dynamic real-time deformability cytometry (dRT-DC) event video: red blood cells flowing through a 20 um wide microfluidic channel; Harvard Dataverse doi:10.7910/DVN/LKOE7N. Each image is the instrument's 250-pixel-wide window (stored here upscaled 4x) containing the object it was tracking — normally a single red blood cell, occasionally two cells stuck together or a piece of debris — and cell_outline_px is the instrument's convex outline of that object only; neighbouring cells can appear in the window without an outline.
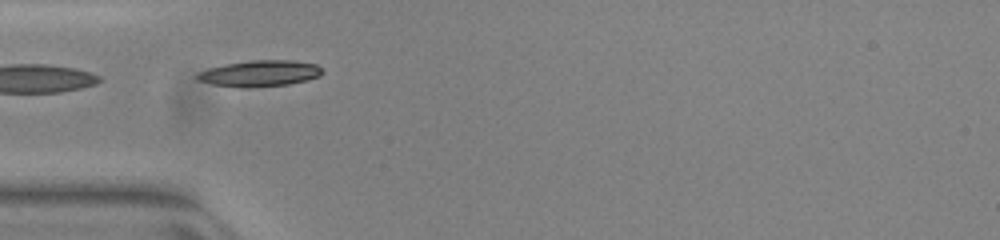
{"species": "common noctule bat (a hibernating species)", "species_latin": "Nyctalus noctula", "temperature_condition": "warm", "stored_images_in_passage": 31, "camera_frame_rate_fps": 3000, "um_per_image_px": 0.085, "animal": {"sex": "female", "body_mass_g": 23.0, "forearm_length_mm": 53.4}, "frame": {"image": 1, "passage_image": 1, "time_ms": 0.0, "image_size_px": [1000, 240], "cell_outline_px": [[324, 72], [320, 76], [308, 80], [288, 84], [248, 88], [240, 88], [212, 84], [196, 80], [196, 72], [208, 68], [228, 64], [252, 60], [292, 60], [316, 64]], "centroid_in_image_um": [22.06, 6.25], "position_along_channel_um": 62.9, "area_um2": 19.19}}
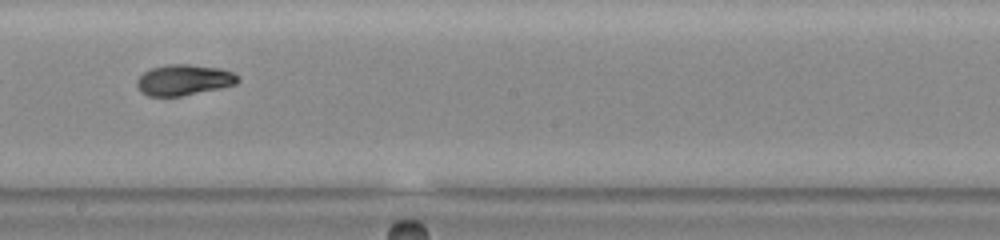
{"frame": {"image": 2, "passage_image": 14, "time_ms": 4.333, "image_size_px": [1000, 240], "cell_outline_px": [[240, 80], [236, 84], [220, 88], [180, 96], [148, 96], [140, 92], [136, 84], [136, 80], [144, 72], [152, 68], [168, 64], [188, 64], [220, 68], [232, 72], [240, 76]], "centroid_in_image_um": [15.63, 6.79], "position_along_channel_um": 232.6, "area_um2": 18.15}, "authors_computed_cell_mechanics": {"area_um2": 18.1492, "velocity_mm_per_s": 3.9424, "shape_relaxation_time_tau1_ms": 3.96, "shape_relaxation_time_tau2_ms": 6.4276, "deformation_change_tau1": 0.2019, "deformation_change_tau2": 0.0711}}